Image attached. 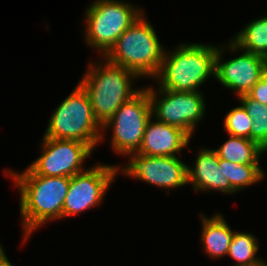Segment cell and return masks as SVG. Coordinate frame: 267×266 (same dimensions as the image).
Segmentation results:
<instances>
[{"label":"cell","instance_id":"6da1fadb","mask_svg":"<svg viewBox=\"0 0 267 266\" xmlns=\"http://www.w3.org/2000/svg\"><path fill=\"white\" fill-rule=\"evenodd\" d=\"M5 171L13 178L20 192L23 242L36 228L48 221L63 218V203L69 190L70 177L36 175L28 167L22 173L10 169Z\"/></svg>","mask_w":267,"mask_h":266},{"label":"cell","instance_id":"7a4b0ae2","mask_svg":"<svg viewBox=\"0 0 267 266\" xmlns=\"http://www.w3.org/2000/svg\"><path fill=\"white\" fill-rule=\"evenodd\" d=\"M218 46L201 43L179 44L174 51L165 50L161 68L154 78L160 88L176 92L199 91L214 76Z\"/></svg>","mask_w":267,"mask_h":266},{"label":"cell","instance_id":"3957f363","mask_svg":"<svg viewBox=\"0 0 267 266\" xmlns=\"http://www.w3.org/2000/svg\"><path fill=\"white\" fill-rule=\"evenodd\" d=\"M103 58L104 62H99V65L91 62L79 82L87 92L94 116L102 127L124 102L141 90L132 87V81L139 79L134 72Z\"/></svg>","mask_w":267,"mask_h":266},{"label":"cell","instance_id":"277c9868","mask_svg":"<svg viewBox=\"0 0 267 266\" xmlns=\"http://www.w3.org/2000/svg\"><path fill=\"white\" fill-rule=\"evenodd\" d=\"M165 49L144 13L129 26L103 56L113 64L134 72L138 77L157 76Z\"/></svg>","mask_w":267,"mask_h":266},{"label":"cell","instance_id":"5b68a950","mask_svg":"<svg viewBox=\"0 0 267 266\" xmlns=\"http://www.w3.org/2000/svg\"><path fill=\"white\" fill-rule=\"evenodd\" d=\"M43 137L75 140L89 144L93 149L105 138L89 96L79 83L54 110Z\"/></svg>","mask_w":267,"mask_h":266},{"label":"cell","instance_id":"8992f818","mask_svg":"<svg viewBox=\"0 0 267 266\" xmlns=\"http://www.w3.org/2000/svg\"><path fill=\"white\" fill-rule=\"evenodd\" d=\"M144 11L130 1L96 0L85 12V41L103 57Z\"/></svg>","mask_w":267,"mask_h":266},{"label":"cell","instance_id":"52a82bcc","mask_svg":"<svg viewBox=\"0 0 267 266\" xmlns=\"http://www.w3.org/2000/svg\"><path fill=\"white\" fill-rule=\"evenodd\" d=\"M152 117L151 103L147 88L124 102L102 127V131L112 126L111 147L115 153L132 155L140 148L144 131Z\"/></svg>","mask_w":267,"mask_h":266},{"label":"cell","instance_id":"ba28073f","mask_svg":"<svg viewBox=\"0 0 267 266\" xmlns=\"http://www.w3.org/2000/svg\"><path fill=\"white\" fill-rule=\"evenodd\" d=\"M147 90L152 118L179 127L192 137L196 125L203 120L205 114L206 105L202 93L176 92L160 87L155 91L153 86L147 87Z\"/></svg>","mask_w":267,"mask_h":266},{"label":"cell","instance_id":"9c48e42d","mask_svg":"<svg viewBox=\"0 0 267 266\" xmlns=\"http://www.w3.org/2000/svg\"><path fill=\"white\" fill-rule=\"evenodd\" d=\"M41 156L28 168L36 175L72 177L87 170L83 163L93 151L86 143L75 140L42 138Z\"/></svg>","mask_w":267,"mask_h":266},{"label":"cell","instance_id":"30bf717a","mask_svg":"<svg viewBox=\"0 0 267 266\" xmlns=\"http://www.w3.org/2000/svg\"><path fill=\"white\" fill-rule=\"evenodd\" d=\"M118 172L119 166L100 163L70 177L69 190L63 203V218L78 216L99 205Z\"/></svg>","mask_w":267,"mask_h":266},{"label":"cell","instance_id":"8fae6325","mask_svg":"<svg viewBox=\"0 0 267 266\" xmlns=\"http://www.w3.org/2000/svg\"><path fill=\"white\" fill-rule=\"evenodd\" d=\"M129 157L126 167L119 165V172L150 185L177 189L188 184V165L178 156H148L134 153Z\"/></svg>","mask_w":267,"mask_h":266},{"label":"cell","instance_id":"7c38bea8","mask_svg":"<svg viewBox=\"0 0 267 266\" xmlns=\"http://www.w3.org/2000/svg\"><path fill=\"white\" fill-rule=\"evenodd\" d=\"M228 47L220 46L216 54L215 79L219 81L226 89L235 90L237 97L247 94L251 88L262 78L263 67L266 64V58L240 49L232 40L227 43ZM221 47V48H220ZM228 48L236 53L243 51V54L223 61L222 56L225 49Z\"/></svg>","mask_w":267,"mask_h":266},{"label":"cell","instance_id":"4fadbf2b","mask_svg":"<svg viewBox=\"0 0 267 266\" xmlns=\"http://www.w3.org/2000/svg\"><path fill=\"white\" fill-rule=\"evenodd\" d=\"M191 137L179 127L153 120L146 125L137 154L148 156H176L189 145Z\"/></svg>","mask_w":267,"mask_h":266},{"label":"cell","instance_id":"5bb4252c","mask_svg":"<svg viewBox=\"0 0 267 266\" xmlns=\"http://www.w3.org/2000/svg\"><path fill=\"white\" fill-rule=\"evenodd\" d=\"M194 166H188V184L194 191H220L225 194L237 192L224 178L223 165H219V157L215 150L201 148L197 154Z\"/></svg>","mask_w":267,"mask_h":266},{"label":"cell","instance_id":"9a60e30c","mask_svg":"<svg viewBox=\"0 0 267 266\" xmlns=\"http://www.w3.org/2000/svg\"><path fill=\"white\" fill-rule=\"evenodd\" d=\"M202 231L201 244L206 255L211 258H222L227 256L234 231L227 224L226 219L221 213L212 217H206L201 213Z\"/></svg>","mask_w":267,"mask_h":266},{"label":"cell","instance_id":"2e32d148","mask_svg":"<svg viewBox=\"0 0 267 266\" xmlns=\"http://www.w3.org/2000/svg\"><path fill=\"white\" fill-rule=\"evenodd\" d=\"M229 139L215 149L219 159L247 165H260V154L267 152L257 142L228 135Z\"/></svg>","mask_w":267,"mask_h":266},{"label":"cell","instance_id":"e0dca14e","mask_svg":"<svg viewBox=\"0 0 267 266\" xmlns=\"http://www.w3.org/2000/svg\"><path fill=\"white\" fill-rule=\"evenodd\" d=\"M232 41L242 50L267 57V16L249 22Z\"/></svg>","mask_w":267,"mask_h":266},{"label":"cell","instance_id":"ac0fdd59","mask_svg":"<svg viewBox=\"0 0 267 266\" xmlns=\"http://www.w3.org/2000/svg\"><path fill=\"white\" fill-rule=\"evenodd\" d=\"M258 244L252 233L234 232L227 256L235 260L234 266H257L264 261L257 257Z\"/></svg>","mask_w":267,"mask_h":266},{"label":"cell","instance_id":"d6986e66","mask_svg":"<svg viewBox=\"0 0 267 266\" xmlns=\"http://www.w3.org/2000/svg\"><path fill=\"white\" fill-rule=\"evenodd\" d=\"M219 165H223L224 178L238 192L248 186L264 179V170L260 165H247L219 159Z\"/></svg>","mask_w":267,"mask_h":266},{"label":"cell","instance_id":"ffe728a7","mask_svg":"<svg viewBox=\"0 0 267 266\" xmlns=\"http://www.w3.org/2000/svg\"><path fill=\"white\" fill-rule=\"evenodd\" d=\"M248 115L252 118L253 125L250 130V140L257 142L267 151V105L250 98L247 94L238 97Z\"/></svg>","mask_w":267,"mask_h":266},{"label":"cell","instance_id":"44dd1931","mask_svg":"<svg viewBox=\"0 0 267 266\" xmlns=\"http://www.w3.org/2000/svg\"><path fill=\"white\" fill-rule=\"evenodd\" d=\"M223 122L224 129L228 135L250 139L253 121L242 104L231 109L226 114Z\"/></svg>","mask_w":267,"mask_h":266},{"label":"cell","instance_id":"7402d4cb","mask_svg":"<svg viewBox=\"0 0 267 266\" xmlns=\"http://www.w3.org/2000/svg\"><path fill=\"white\" fill-rule=\"evenodd\" d=\"M247 95L263 105H267V82L261 78Z\"/></svg>","mask_w":267,"mask_h":266},{"label":"cell","instance_id":"603a6c76","mask_svg":"<svg viewBox=\"0 0 267 266\" xmlns=\"http://www.w3.org/2000/svg\"><path fill=\"white\" fill-rule=\"evenodd\" d=\"M0 266H13L6 256L2 246L0 247Z\"/></svg>","mask_w":267,"mask_h":266},{"label":"cell","instance_id":"cb8c5ba5","mask_svg":"<svg viewBox=\"0 0 267 266\" xmlns=\"http://www.w3.org/2000/svg\"><path fill=\"white\" fill-rule=\"evenodd\" d=\"M262 78L267 82V63L263 67Z\"/></svg>","mask_w":267,"mask_h":266},{"label":"cell","instance_id":"d4e9b609","mask_svg":"<svg viewBox=\"0 0 267 266\" xmlns=\"http://www.w3.org/2000/svg\"><path fill=\"white\" fill-rule=\"evenodd\" d=\"M257 266H267V263H266V261H263L261 264H259Z\"/></svg>","mask_w":267,"mask_h":266}]
</instances>
